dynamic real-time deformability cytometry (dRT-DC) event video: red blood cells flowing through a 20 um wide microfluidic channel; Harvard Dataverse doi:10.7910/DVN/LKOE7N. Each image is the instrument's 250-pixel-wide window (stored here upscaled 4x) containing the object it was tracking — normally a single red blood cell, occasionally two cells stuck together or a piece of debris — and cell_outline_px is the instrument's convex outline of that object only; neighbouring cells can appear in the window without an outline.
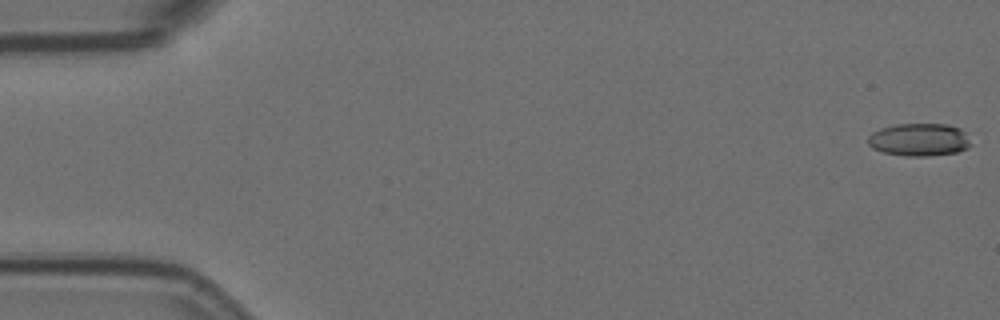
{"species": "Egyptian fruit bat (a non-hibernating species)", "species_latin": "Rousettus aegyptiacus", "temperature_condition": "room temperature", "stored_images_in_passage": 57, "camera_frame_rate_fps": 3000, "um_per_image_px": 0.085, "animal": {"sex": "female"}, "frame": {"image": 1, "passage_image": 1, "time_ms": 0.0, "image_size_px": [1000, 320], "cell_outline_px": [[972, 144], [968, 148], [956, 152], [928, 156], [908, 156], [884, 152], [872, 148], [868, 144], [868, 136], [872, 132], [880, 128], [896, 124], [948, 124], [960, 128], [964, 132]], "centroid_in_image_um": [78.13, 11.87], "position_along_channel_um": 6.9, "area_um2": 19.65}}
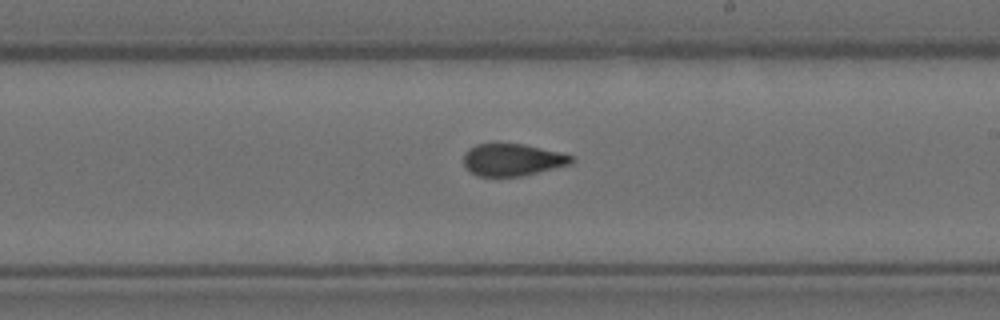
{"frame": {"image": 2, "passage_image": 33, "time_ms": 10.667, "image_size_px": [1000, 320], "cell_outline_px": [[576, 160], [572, 164], [520, 176], [476, 176], [464, 164], [464, 152], [468, 148], [476, 144], [524, 144], [560, 152], [576, 156]], "centroid_in_image_um": [43.6, 13.57], "position_along_channel_um": 245.4, "area_um2": 20.23}}
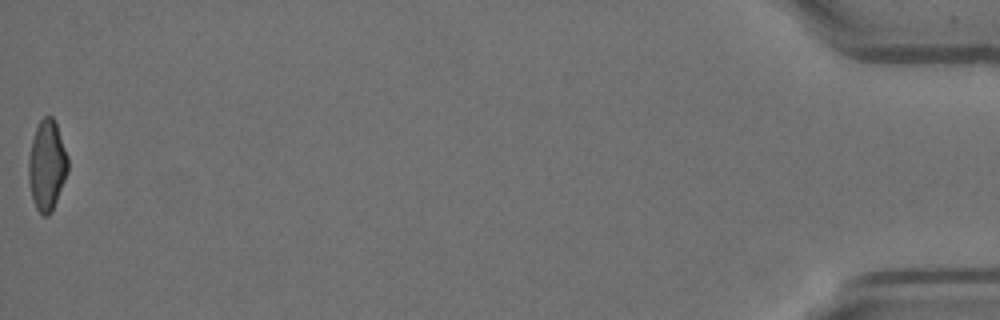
{"frame": {"image": 3, "passage_image": 57, "time_ms": 18.667, "image_size_px": [1000, 320], "cell_outline_px": [[68, 172], [52, 212], [48, 216], [44, 216], [36, 208], [32, 200], [28, 180], [28, 160], [32, 140], [36, 128], [40, 120], [44, 116], [52, 116], [56, 124], [68, 156]], "centroid_in_image_um": [3.98, 14.08], "position_along_channel_um": 431.2, "area_um2": 20.75}, "authors_computed_cell_mechanics": {"area_um2": 20.9814, "velocity_mm_per_s": 3.5901, "shape_relaxation_time_tau1_ms": 8.1635, "shape_relaxation_time_tau2_ms": 1.2363, "deformation_change_tau1": 0.1949, "deformation_change_tau2": 0.0709}}